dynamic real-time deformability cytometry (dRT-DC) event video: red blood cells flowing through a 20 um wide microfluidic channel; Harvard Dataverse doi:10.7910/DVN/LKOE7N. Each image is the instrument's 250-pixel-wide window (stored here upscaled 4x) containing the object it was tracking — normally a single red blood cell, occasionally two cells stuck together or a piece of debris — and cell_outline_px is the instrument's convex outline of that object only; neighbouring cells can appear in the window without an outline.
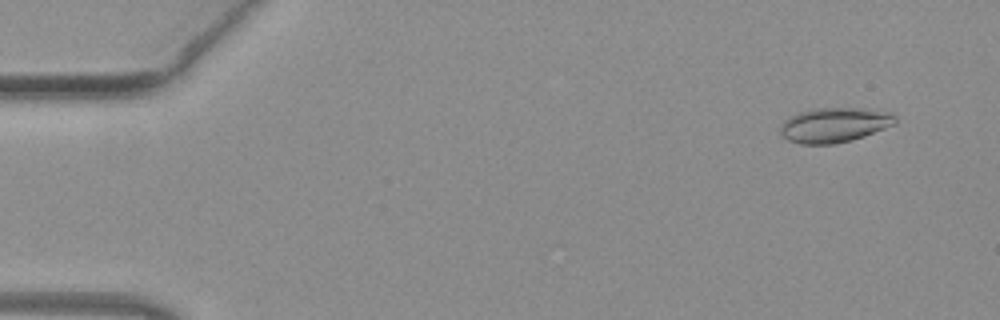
{"species": "common noctule bat (a hibernating species)", "species_latin": "Nyctalus noctula", "temperature_condition": "warm", "stored_images_in_passage": 51, "camera_frame_rate_fps": 3000, "um_per_image_px": 0.085, "animal": {"sex": "female", "body_mass_g": 19.3, "forearm_length_mm": 54.1}, "frame": {"image": 1, "passage_image": 4, "time_ms": 1.0, "image_size_px": [1000, 320], "cell_outline_px": [[896, 124], [864, 136], [852, 140], [832, 144], [800, 144], [788, 140], [780, 132], [780, 128], [784, 120], [788, 116], [800, 112], [816, 108], [868, 108], [892, 112], [896, 116]], "centroid_in_image_um": [70.95, 10.61], "position_along_channel_um": 14.0, "area_um2": 23.47}}
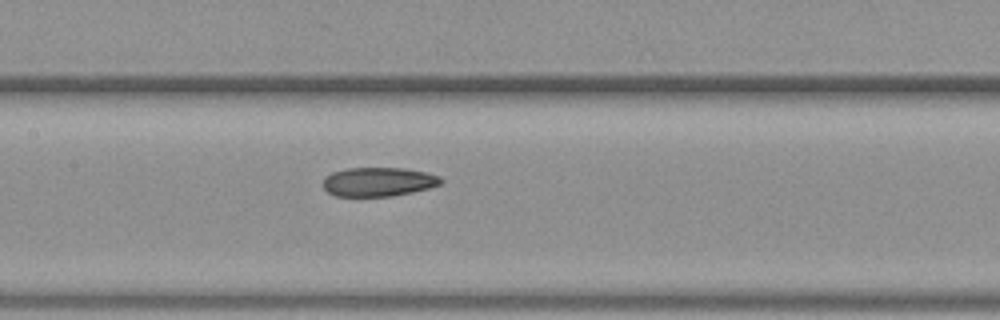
{"frame": {"image": 2, "passage_image": 25, "time_ms": 8.0, "image_size_px": [1000, 320], "cell_outline_px": [[444, 180], [440, 184], [428, 188], [412, 192], [392, 196], [336, 196], [328, 192], [324, 188], [324, 176], [332, 172], [348, 168], [404, 168], [424, 172], [440, 176]], "centroid_in_image_um": [32.16, 15.45], "position_along_channel_um": 175.2, "area_um2": 19.88}}
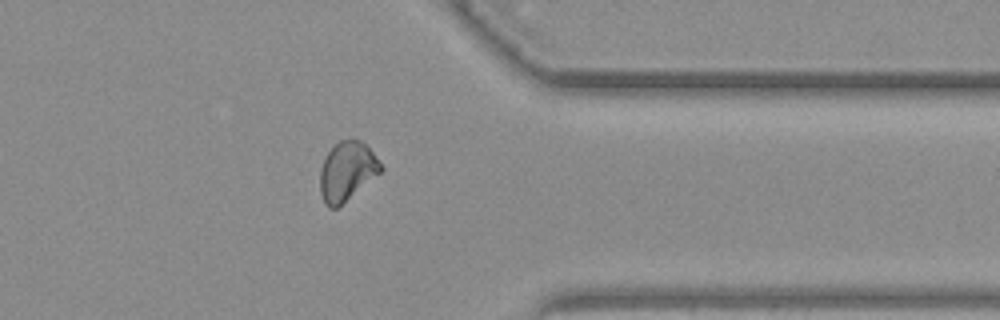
{"frame": {"image": 3, "passage_image": 41, "time_ms": 13.333, "image_size_px": [1000, 320], "cell_outline_px": [[384, 168], [380, 172], [336, 208], [328, 208], [324, 204], [320, 192], [320, 168], [328, 152], [340, 140], [352, 136], [360, 140], [372, 152]], "centroid_in_image_um": [29.46, 14.53], "position_along_channel_um": 381.9, "area_um2": 20.63}, "authors_computed_cell_mechanics": {"area_um2": 21.2704, "velocity_mm_per_s": 4.0562, "shape_relaxation_time_tau1_ms": null, "shape_relaxation_time_tau2_ms": 4.3806, "deformation_change_tau1": null, "deformation_change_tau2": 0.1064}}